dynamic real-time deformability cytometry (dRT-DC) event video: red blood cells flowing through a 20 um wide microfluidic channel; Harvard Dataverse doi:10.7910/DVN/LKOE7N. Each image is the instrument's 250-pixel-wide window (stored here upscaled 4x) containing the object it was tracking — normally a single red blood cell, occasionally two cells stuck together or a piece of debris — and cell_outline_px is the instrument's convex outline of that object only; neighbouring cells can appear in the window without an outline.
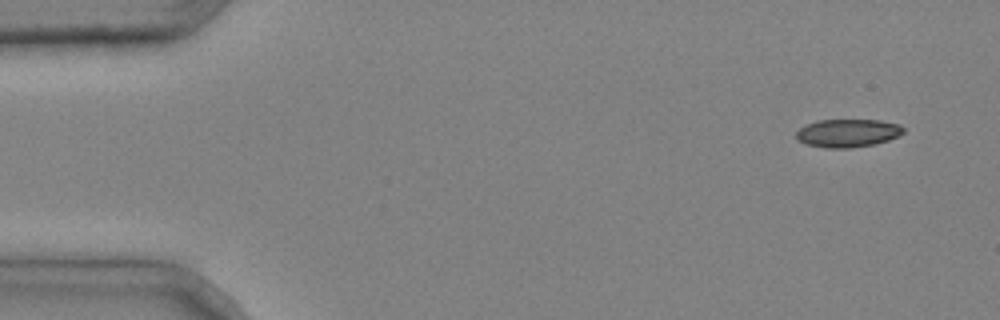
{"species": "common noctule bat (a hibernating species)", "species_latin": "Nyctalus noctula", "temperature_condition": "cold", "stored_images_in_passage": 3, "camera_frame_rate_fps": 3000, "um_per_image_px": 0.085, "animal": {"sex": "male", "body_mass_g": 20.4}, "frame": {"image": 1, "passage_image": 1, "time_ms": 0.0, "image_size_px": [1000, 320], "cell_outline_px": [[904, 132], [888, 140], [876, 144], [848, 148], [824, 148], [808, 144], [796, 140], [796, 132], [800, 128], [816, 120], [880, 120], [900, 124], [904, 128]], "centroid_in_image_um": [72.05, 11.31], "position_along_channel_um": 12.9, "area_um2": 17.57}}